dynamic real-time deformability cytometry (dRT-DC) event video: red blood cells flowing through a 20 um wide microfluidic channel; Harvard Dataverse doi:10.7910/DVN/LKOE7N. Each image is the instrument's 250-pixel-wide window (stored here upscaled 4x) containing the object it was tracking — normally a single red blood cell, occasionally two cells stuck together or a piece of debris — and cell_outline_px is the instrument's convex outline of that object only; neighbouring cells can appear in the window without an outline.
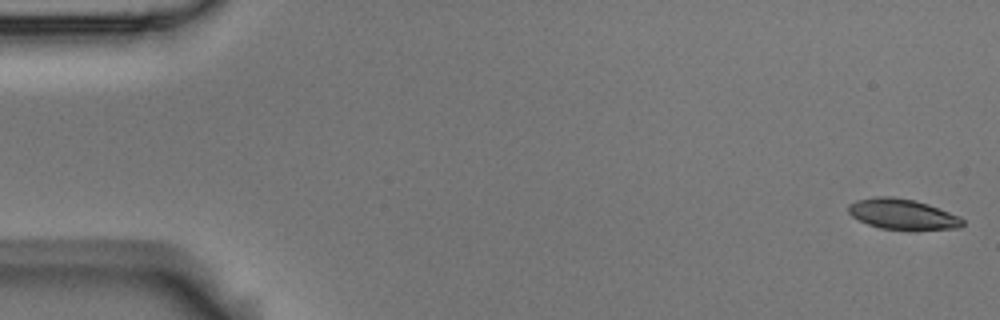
{"species": "Egyptian fruit bat (a non-hibernating species)", "species_latin": "Rousettus aegyptiacus", "temperature_condition": "room temperature", "stored_images_in_passage": 5, "camera_frame_rate_fps": 3000, "um_per_image_px": 0.085, "animal": {"sex": "male"}, "frame": {"image": 1, "passage_image": 1, "time_ms": 0.0, "image_size_px": [1000, 320], "cell_outline_px": [[964, 224], [960, 228], [880, 228], [868, 224], [852, 216], [848, 212], [848, 204], [856, 200], [872, 196], [892, 196], [916, 200], [928, 204], [960, 216], [964, 220]], "centroid_in_image_um": [76.68, 18.16], "position_along_channel_um": 8.3, "area_um2": 19.94}}
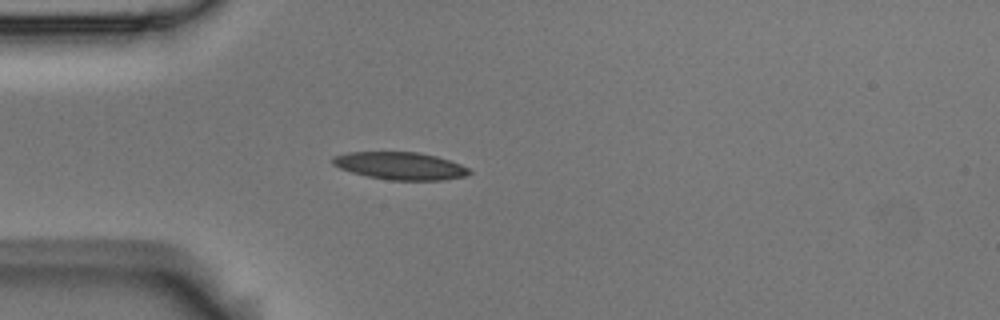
{"frame": {"image": 2, "passage_image": 5, "time_ms": 1.333, "image_size_px": [1000, 320], "cell_outline_px": [[472, 172], [464, 176], [444, 180], [388, 180], [368, 176], [352, 172], [340, 168], [332, 164], [332, 156], [348, 152], [416, 152], [436, 156], [460, 164], [468, 168]], "centroid_in_image_um": [34.0, 14.1], "position_along_channel_um": 51.0, "area_um2": 21.79}}